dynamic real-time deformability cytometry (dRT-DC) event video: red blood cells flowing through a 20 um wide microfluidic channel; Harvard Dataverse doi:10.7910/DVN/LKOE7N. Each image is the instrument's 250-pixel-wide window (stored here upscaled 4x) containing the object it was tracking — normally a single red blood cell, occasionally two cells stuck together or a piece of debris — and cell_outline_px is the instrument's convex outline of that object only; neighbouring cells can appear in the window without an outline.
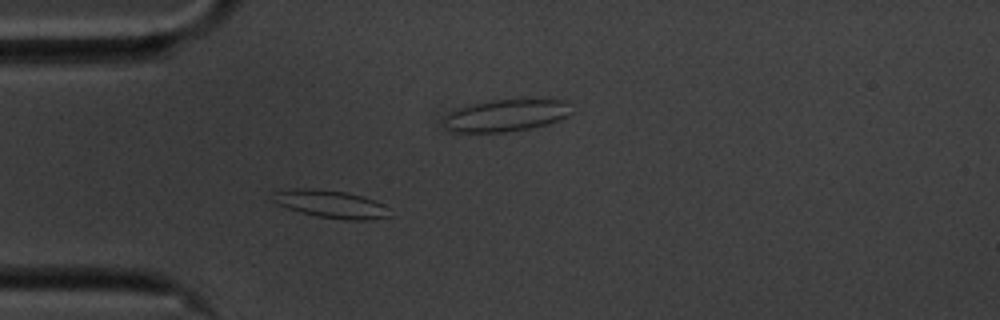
{"species": "common noctule bat (a hibernating species)", "species_latin": "Nyctalus noctula", "temperature_condition": "cold", "stored_images_in_passage": 56, "camera_frame_rate_fps": 3000, "um_per_image_px": 0.085, "animal": {"sex": "male", "body_mass_g": 20.1, "forearm_length_mm": 53.5}, "frame": {"image": 1, "passage_image": 14, "time_ms": 4.333, "image_size_px": [1000, 320], "cell_outline_px": [[392, 216], [368, 220], [348, 220], [316, 216], [300, 212], [288, 208], [280, 204], [276, 200], [276, 192], [304, 188], [308, 188], [344, 192], [376, 200], [384, 204]], "centroid_in_image_um": [28.25, 17.37], "position_along_channel_um": 56.7, "area_um2": 18.26}}
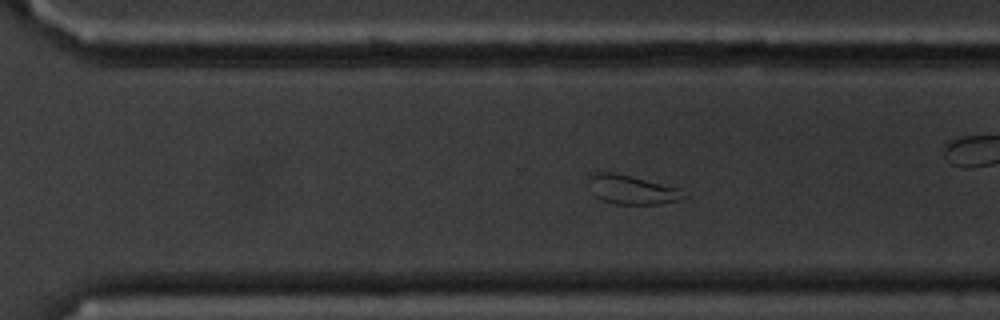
{"frame": {"image": 2, "passage_image": 37, "time_ms": 12.0, "image_size_px": [1000, 320], "cell_outline_px": [[688, 196], [676, 200], [660, 204], [616, 204], [600, 200], [596, 196], [588, 180], [588, 176], [592, 172], [616, 172], [680, 188]], "centroid_in_image_um": [53.7, 16.11], "position_along_channel_um": 316.9, "area_um2": 16.13}}
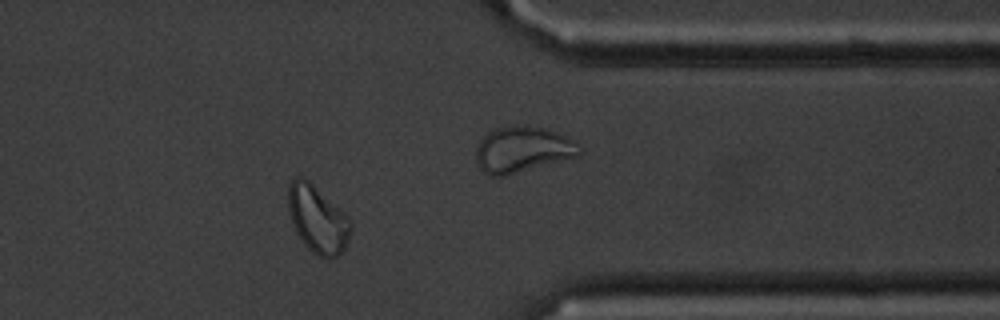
{"frame": {"image": 3, "passage_image": 44, "time_ms": 14.333, "image_size_px": [1000, 320], "cell_outline_px": [[352, 228], [348, 240], [344, 248], [336, 256], [324, 260], [312, 252], [304, 244], [296, 232], [288, 208], [288, 184], [296, 176], [304, 176], [344, 212], [348, 216], [352, 224]], "centroid_in_image_um": [26.99, 18.62], "position_along_channel_um": 384.4, "area_um2": 24.57}, "authors_computed_cell_mechanics": {"area_um2": 18.4093, "velocity_mm_per_s": 3.4564, "shape_relaxation_time_tau1_ms": null, "shape_relaxation_time_tau2_ms": 9.7446, "deformation_change_tau1": null, "deformation_change_tau2": 0.1407}}